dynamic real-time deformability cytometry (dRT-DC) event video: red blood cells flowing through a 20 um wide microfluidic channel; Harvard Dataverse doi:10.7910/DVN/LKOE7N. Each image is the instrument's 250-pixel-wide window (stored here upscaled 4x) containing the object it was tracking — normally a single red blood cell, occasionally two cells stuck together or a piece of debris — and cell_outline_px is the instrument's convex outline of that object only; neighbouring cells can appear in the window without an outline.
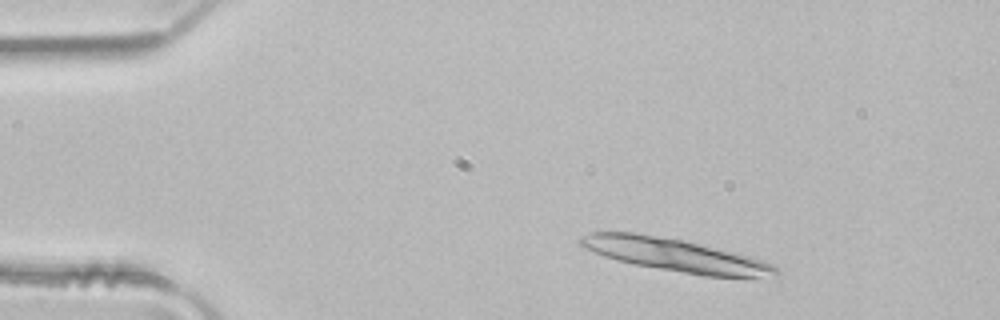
{"species": "common noctule bat (a hibernating species)", "species_latin": "Nyctalus noctula", "temperature_condition": "room temperature", "stored_images_in_passage": 5, "segment_of_instrument_passage": [1, 2], "camera_frame_rate_fps": 3000, "um_per_image_px": 0.085, "animal": {"sex": "male", "body_mass_g": 21.5, "forearm_length_mm": 52.0}, "frame": {"image": 1, "passage_image": 2, "time_ms": 0.333, "image_size_px": [1000, 320], "cell_outline_px": [[780, 272], [760, 276], [704, 276], [636, 264], [604, 256], [580, 244], [580, 236], [592, 232], [632, 232], [680, 240], [752, 256], [764, 260], [780, 268]], "centroid_in_image_um": [57.41, 21.67], "position_along_channel_um": 27.6, "area_um2": 36.3}}